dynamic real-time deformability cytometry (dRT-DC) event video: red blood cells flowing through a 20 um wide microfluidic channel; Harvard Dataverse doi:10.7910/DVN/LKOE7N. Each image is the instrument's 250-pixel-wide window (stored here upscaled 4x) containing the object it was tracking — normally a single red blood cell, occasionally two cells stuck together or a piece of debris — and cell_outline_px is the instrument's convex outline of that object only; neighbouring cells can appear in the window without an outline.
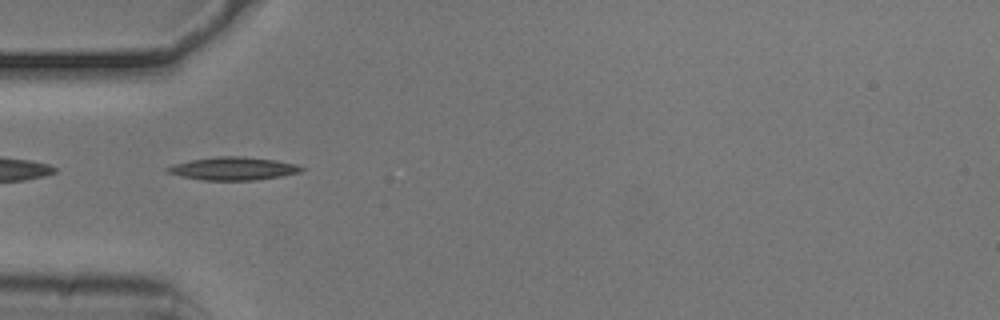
{"species": "common noctule bat (a hibernating species)", "species_latin": "Nyctalus noctula", "temperature_condition": "cold", "stored_images_in_passage": 38, "camera_frame_rate_fps": 3000, "um_per_image_px": 0.085, "animal": {"sex": "male", "body_mass_g": 20.5, "forearm_length_mm": 52.5}, "frame": {"image": 1, "passage_image": 1, "time_ms": 0.0, "image_size_px": [1000, 320], "cell_outline_px": [[304, 168], [300, 172], [280, 176], [256, 180], [204, 180], [180, 176], [168, 172], [164, 168], [176, 164], [192, 160], [216, 156], [244, 156], [276, 160], [296, 164]], "centroid_in_image_um": [19.84, 14.32], "position_along_channel_um": 65.2, "area_um2": 17.8}}
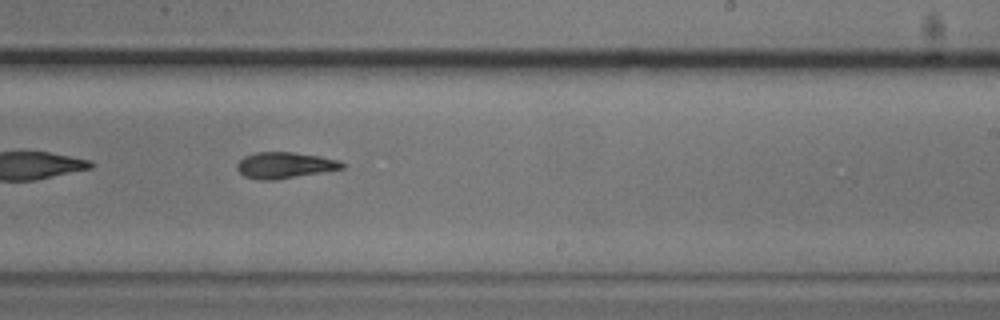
{"frame": {"image": 2, "passage_image": 17, "time_ms": 5.333, "image_size_px": [1000, 320], "cell_outline_px": [[344, 168], [276, 180], [260, 180], [244, 176], [236, 168], [236, 164], [244, 156], [256, 152], [292, 152], [320, 156], [340, 160], [344, 164]], "centroid_in_image_um": [24.18, 14.04], "position_along_channel_um": 264.8, "area_um2": 16.01}, "authors_computed_cell_mechanics": {"area_um2": 16.4152, "velocity_mm_per_s": 3.7414, "shape_relaxation_time_tau1_ms": 5.9104, "shape_relaxation_time_tau2_ms": 5.5992, "deformation_change_tau1": 0.1586, "deformation_change_tau2": 0.1284}}